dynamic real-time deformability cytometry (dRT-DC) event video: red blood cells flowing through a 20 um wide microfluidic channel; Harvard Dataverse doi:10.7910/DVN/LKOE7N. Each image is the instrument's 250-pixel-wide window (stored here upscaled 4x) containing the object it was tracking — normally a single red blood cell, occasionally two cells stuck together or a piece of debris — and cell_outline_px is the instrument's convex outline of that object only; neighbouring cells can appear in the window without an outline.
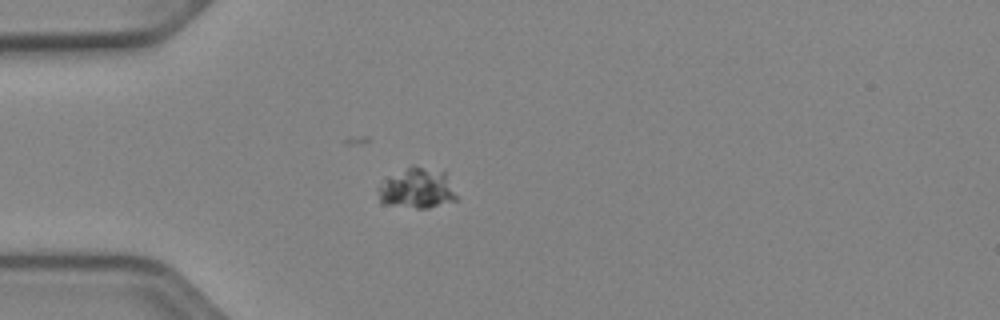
{"species": "Egyptian fruit bat (a non-hibernating species)", "species_latin": "Rousettus aegyptiacus", "temperature_condition": "cold", "stored_images_in_passage": 32, "camera_frame_rate_fps": 3000, "um_per_image_px": 0.085, "animal": {"sex": "female"}, "frame": {"image": 1, "passage_image": 14, "time_ms": 4.333, "image_size_px": [1000, 320], "cell_outline_px": [[456, 200], [428, 208], [416, 208], [380, 204], [376, 188], [412, 164], [416, 164], [444, 172], [456, 196]], "centroid_in_image_um": [35.42, 16.03], "position_along_channel_um": 49.6, "area_um2": 18.09}}
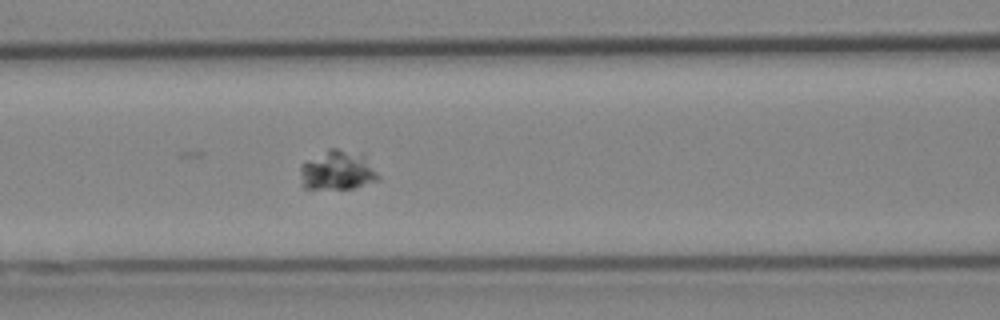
{"frame": {"image": 2, "passage_image": 22, "time_ms": 7.0, "image_size_px": [1000, 320], "cell_outline_px": [[380, 180], [352, 188], [304, 188], [300, 172], [300, 164], [304, 160], [328, 148], [336, 148], [364, 156], [380, 176]], "centroid_in_image_um": [28.65, 14.47], "position_along_channel_um": 138.0, "area_um2": 17.74}}
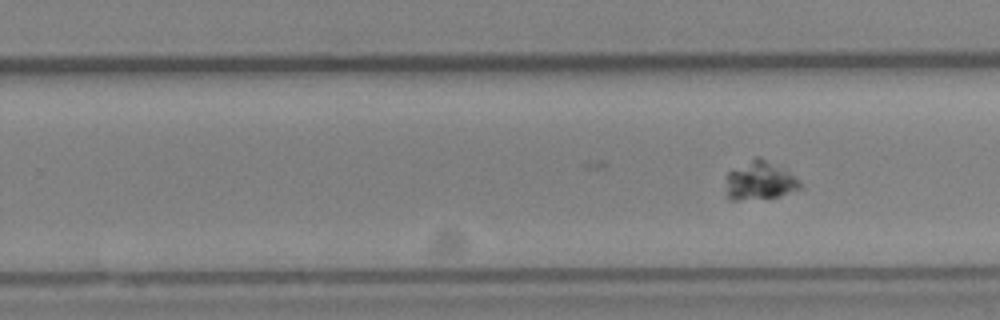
{"frame": {"image": 3, "passage_image": 32, "time_ms": 10.333, "image_size_px": [1000, 320], "cell_outline_px": [[804, 188], [780, 196], [740, 200], [728, 200], [724, 176], [728, 172], [752, 156], [760, 156], [784, 168], [804, 184]], "centroid_in_image_um": [64.58, 15.33], "position_along_channel_um": 265.2, "area_um2": 17.28}}